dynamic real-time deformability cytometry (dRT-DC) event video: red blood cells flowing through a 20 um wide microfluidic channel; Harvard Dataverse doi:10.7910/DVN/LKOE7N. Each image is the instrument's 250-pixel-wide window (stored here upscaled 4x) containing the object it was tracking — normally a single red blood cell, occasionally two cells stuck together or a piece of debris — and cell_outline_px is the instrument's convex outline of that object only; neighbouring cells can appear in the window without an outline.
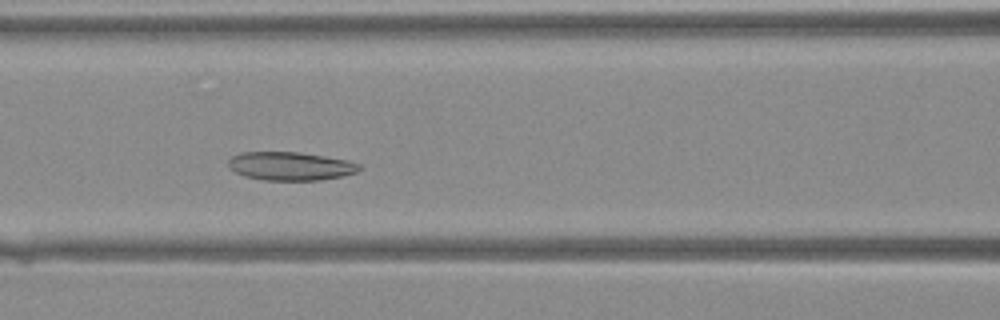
{"species": "Egyptian fruit bat (a non-hibernating species)", "species_latin": "Rousettus aegyptiacus", "temperature_condition": "warm", "stored_images_in_passage": 36, "camera_frame_rate_fps": 3000, "um_per_image_px": 0.085, "animal": {"sex": "female"}, "frame": {"image": 1, "passage_image": 13, "time_ms": 4.0, "image_size_px": [1000, 320], "cell_outline_px": [[360, 168], [356, 172], [344, 176], [320, 180], [264, 180], [244, 176], [228, 168], [228, 160], [232, 156], [240, 152], [300, 152], [324, 156], [344, 160], [360, 164]], "centroid_in_image_um": [24.64, 14.12], "position_along_channel_um": 142.0, "area_um2": 21.68}}
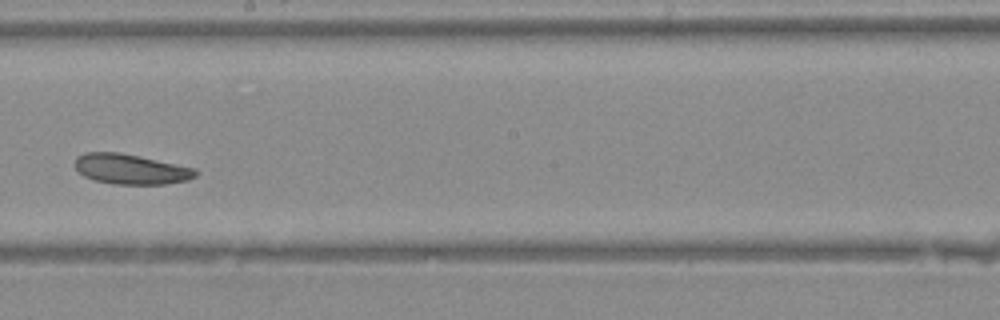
{"frame": {"image": 2, "passage_image": 19, "time_ms": 6.0, "image_size_px": [1000, 320], "cell_outline_px": [[200, 172], [196, 176], [188, 180], [164, 184], [112, 184], [92, 180], [84, 176], [72, 164], [76, 156], [84, 152], [120, 152], [140, 156], [196, 168]], "centroid_in_image_um": [11.1, 14.37], "position_along_channel_um": 237.1, "area_um2": 21.56}}
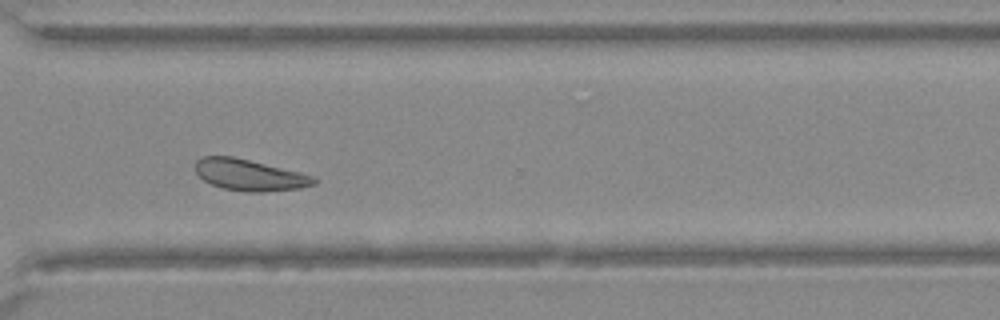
{"frame": {"image": 3, "passage_image": 26, "time_ms": 8.333, "image_size_px": [1000, 320], "cell_outline_px": [[320, 180], [316, 184], [300, 188], [264, 192], [244, 192], [224, 188], [212, 184], [204, 180], [196, 172], [196, 160], [204, 156], [232, 156], [300, 172], [312, 176]], "centroid_in_image_um": [21.24, 14.88], "position_along_channel_um": 349.4, "area_um2": 21.56}}